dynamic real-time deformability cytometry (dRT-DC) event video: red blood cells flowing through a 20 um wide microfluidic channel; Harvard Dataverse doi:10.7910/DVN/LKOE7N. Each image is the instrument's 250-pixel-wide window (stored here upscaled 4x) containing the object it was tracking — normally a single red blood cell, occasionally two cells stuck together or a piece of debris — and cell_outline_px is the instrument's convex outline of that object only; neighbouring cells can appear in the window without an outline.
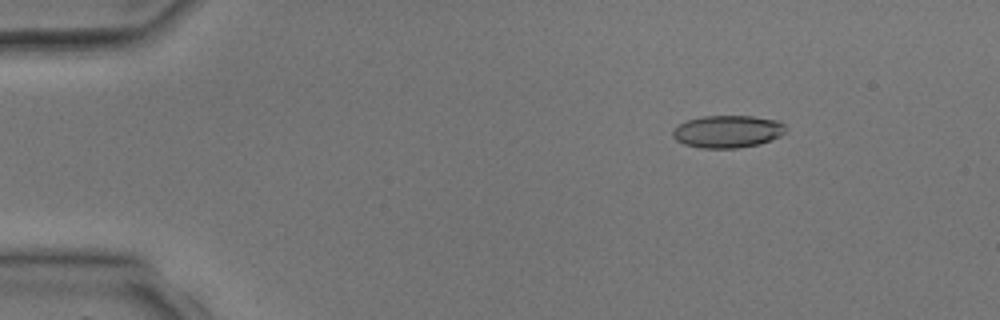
{"species": "common noctule bat (a hibernating species)", "species_latin": "Nyctalus noctula", "temperature_condition": "room temperature", "stored_images_in_passage": 3, "camera_frame_rate_fps": 3000, "um_per_image_px": 0.085, "animal": {"sex": "male", "body_mass_g": 17.9, "forearm_length_mm": 54.2}, "frame": {"image": 1, "passage_image": 3, "time_ms": 2.667, "image_size_px": [1000, 320], "cell_outline_px": [[784, 132], [780, 136], [760, 144], [736, 148], [700, 148], [684, 144], [676, 140], [672, 136], [672, 132], [680, 124], [688, 120], [704, 116], [752, 116], [780, 120], [784, 124]], "centroid_in_image_um": [61.86, 11.18], "position_along_channel_um": 23.1, "area_um2": 21.27}}